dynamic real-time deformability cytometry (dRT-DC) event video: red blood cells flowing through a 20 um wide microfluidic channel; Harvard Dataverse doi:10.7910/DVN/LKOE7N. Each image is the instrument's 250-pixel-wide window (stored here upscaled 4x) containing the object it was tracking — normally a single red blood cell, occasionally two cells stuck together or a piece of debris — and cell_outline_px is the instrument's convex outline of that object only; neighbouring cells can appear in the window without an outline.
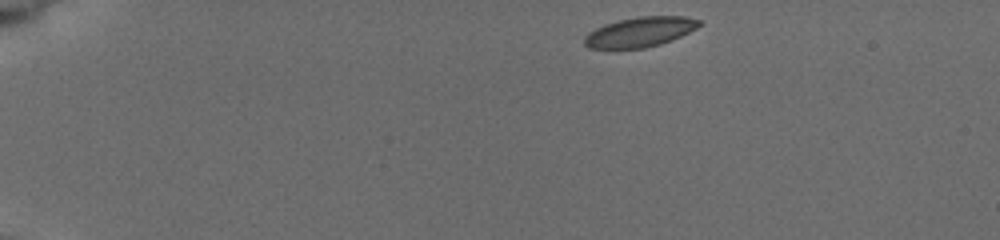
{"species": "common noctule bat (a hibernating species)", "species_latin": "Nyctalus noctula", "temperature_condition": "cold", "stored_images_in_passage": 14, "camera_frame_rate_fps": 3000, "um_per_image_px": 0.085, "animal": {"sex": "female", "body_mass_g": 19.5, "forearm_length_mm": 54.1}, "frame": {"image": 1, "passage_image": 1, "time_ms": 0.0, "image_size_px": [1000, 240], "cell_outline_px": [[704, 24], [672, 40], [660, 44], [644, 48], [588, 48], [584, 44], [584, 36], [588, 32], [604, 24], [636, 16], [684, 16], [700, 20]], "centroid_in_image_um": [54.4, 2.71], "position_along_channel_um": 30.6, "area_um2": 20.0}}
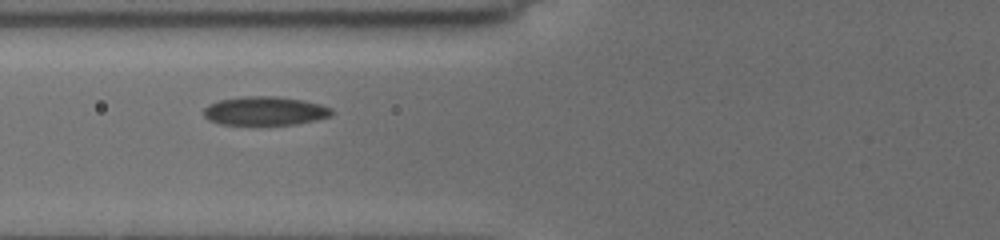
{"frame": {"image": 2, "passage_image": 10, "time_ms": 4.333, "image_size_px": [1000, 240], "cell_outline_px": [[332, 116], [316, 120], [296, 124], [220, 124], [208, 120], [204, 116], [204, 108], [208, 104], [220, 100], [244, 96], [276, 96], [304, 100], [320, 104], [332, 108]], "centroid_in_image_um": [22.53, 9.42], "position_along_channel_um": 103.3, "area_um2": 21.44}}
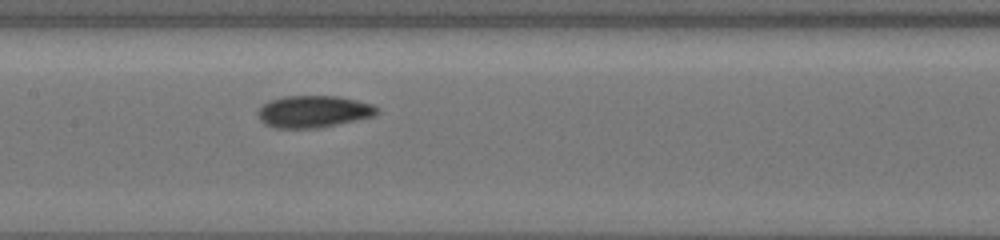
{"frame": {"image": 3, "passage_image": 14, "time_ms": 6.333, "image_size_px": [1000, 240], "cell_outline_px": [[380, 112], [372, 116], [356, 120], [320, 128], [276, 128], [264, 124], [260, 120], [260, 108], [264, 104], [272, 100], [284, 96], [336, 96], [356, 100], [372, 104], [380, 108]], "centroid_in_image_um": [26.69, 9.49], "position_along_channel_um": 180.7, "area_um2": 22.02}}